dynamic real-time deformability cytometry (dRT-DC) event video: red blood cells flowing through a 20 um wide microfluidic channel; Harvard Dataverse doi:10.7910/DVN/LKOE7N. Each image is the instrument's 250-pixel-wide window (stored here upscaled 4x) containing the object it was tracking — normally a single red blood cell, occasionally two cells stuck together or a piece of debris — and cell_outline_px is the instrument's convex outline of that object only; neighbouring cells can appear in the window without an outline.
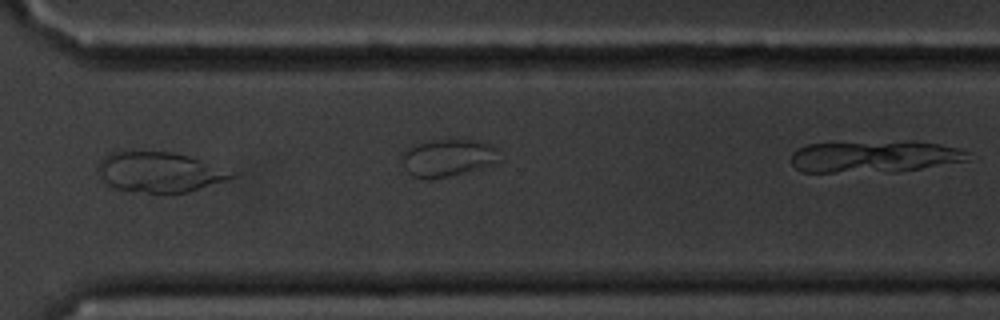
{"species": "common noctule bat (a hibernating species)", "species_latin": "Nyctalus noctula", "temperature_condition": "cold", "stored_images_in_passage": 16, "camera_frame_rate_fps": 3000, "um_per_image_px": 0.085, "animal": {"sex": "male", "body_mass_g": 20.1, "forearm_length_mm": 53.5}, "frame": {"image": 1, "passage_image": 12, "time_ms": 13.667, "image_size_px": [1000, 320], "cell_outline_px": [[236, 176], [188, 192], [148, 192], [116, 188], [108, 184], [104, 180], [96, 168], [100, 160], [108, 152], [120, 148], [172, 152], [188, 156], [236, 172]], "centroid_in_image_um": [13.47, 14.56], "position_along_channel_um": 357.1, "area_um2": 31.5}, "authors_computed_cell_mechanics": {"area_um2": 24.0448, "velocity_mm_per_s": 3.4483, "shape_relaxation_time_tau1_ms": 7.2662, "shape_relaxation_time_tau2_ms": null, "deformation_change_tau1": 0.1479, "deformation_change_tau2": null}}